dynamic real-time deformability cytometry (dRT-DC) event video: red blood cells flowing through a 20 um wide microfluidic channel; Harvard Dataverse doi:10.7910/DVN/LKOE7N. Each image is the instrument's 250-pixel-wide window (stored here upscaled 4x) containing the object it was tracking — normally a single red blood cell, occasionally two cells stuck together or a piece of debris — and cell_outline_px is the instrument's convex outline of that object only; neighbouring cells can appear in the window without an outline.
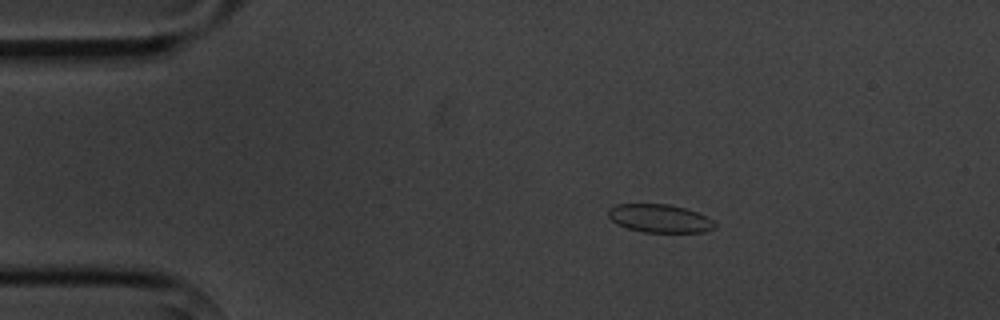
{"species": "common noctule bat (a hibernating species)", "species_latin": "Nyctalus noctula", "temperature_condition": "cold", "stored_images_in_passage": 5, "camera_frame_rate_fps": 3000, "um_per_image_px": 0.085, "animal": {"sex": "male", "body_mass_g": 20.1, "forearm_length_mm": 53.5}, "frame": {"image": 1, "passage_image": 2, "time_ms": 1.333, "image_size_px": [1000, 320], "cell_outline_px": [[716, 224], [712, 228], [704, 232], [644, 232], [628, 228], [616, 224], [608, 216], [608, 208], [616, 204], [668, 204], [684, 208], [708, 216]], "centroid_in_image_um": [56.05, 18.56], "position_along_channel_um": 29.0, "area_um2": 17.46}}
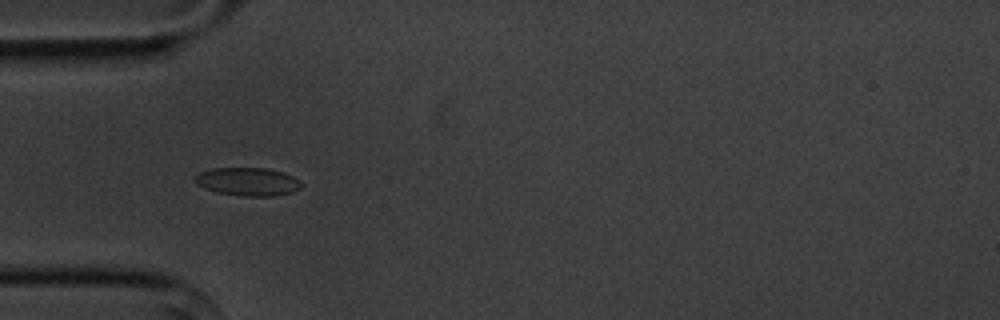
{"frame": {"image": 2, "passage_image": 4, "time_ms": 3.667, "image_size_px": [1000, 320], "cell_outline_px": [[304, 184], [300, 188], [292, 192], [276, 196], [240, 196], [216, 192], [204, 188], [196, 184], [192, 180], [200, 172], [212, 168], [268, 168], [284, 172], [300, 180]], "centroid_in_image_um": [21.07, 15.44], "position_along_channel_um": 63.9, "area_um2": 17.74}}
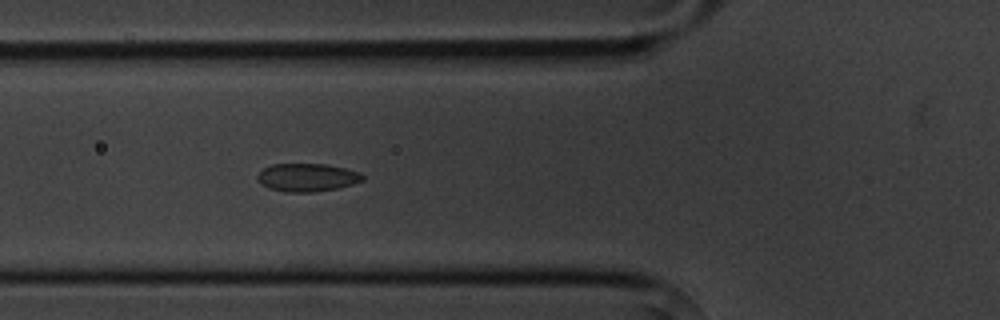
{"frame": {"image": 3, "passage_image": 5, "time_ms": 4.667, "image_size_px": [1000, 320], "cell_outline_px": [[364, 180], [352, 184], [336, 188], [312, 192], [284, 192], [268, 188], [260, 184], [256, 176], [264, 168], [272, 164], [324, 164], [344, 168], [360, 172], [364, 176]], "centroid_in_image_um": [26.08, 15.08], "position_along_channel_um": 99.7, "area_um2": 17.17}}